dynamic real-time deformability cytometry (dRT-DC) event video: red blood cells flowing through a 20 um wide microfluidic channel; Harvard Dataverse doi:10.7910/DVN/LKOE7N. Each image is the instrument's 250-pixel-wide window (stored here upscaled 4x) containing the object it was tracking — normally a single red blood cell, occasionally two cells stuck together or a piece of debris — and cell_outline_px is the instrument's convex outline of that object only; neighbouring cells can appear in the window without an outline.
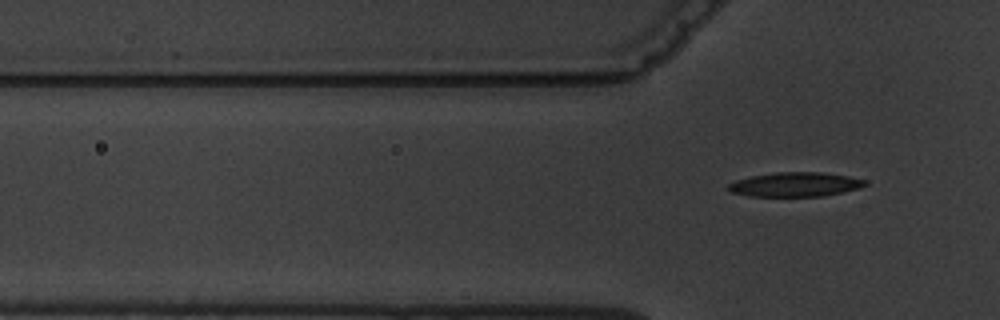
{"species": "common noctule bat (a hibernating species)", "species_latin": "Nyctalus noctula", "temperature_condition": "warm", "stored_images_in_passage": 5, "segment_of_instrument_passage": [2, 2], "camera_frame_rate_fps": 3000, "um_per_image_px": 0.085, "animal": {"sex": "male", "body_mass_g": 19.5, "forearm_length_mm": 54.6}, "frame": {"image": 1, "passage_image": 5, "time_ms": 6.333, "image_size_px": [1000, 320], "cell_outline_px": [[868, 184], [860, 188], [824, 196], [748, 196], [732, 192], [728, 188], [728, 184], [736, 180], [752, 176], [776, 172], [824, 172], [848, 176], [868, 180]], "centroid_in_image_um": [67.64, 15.67], "position_along_channel_um": 58.2, "area_um2": 19.42}}